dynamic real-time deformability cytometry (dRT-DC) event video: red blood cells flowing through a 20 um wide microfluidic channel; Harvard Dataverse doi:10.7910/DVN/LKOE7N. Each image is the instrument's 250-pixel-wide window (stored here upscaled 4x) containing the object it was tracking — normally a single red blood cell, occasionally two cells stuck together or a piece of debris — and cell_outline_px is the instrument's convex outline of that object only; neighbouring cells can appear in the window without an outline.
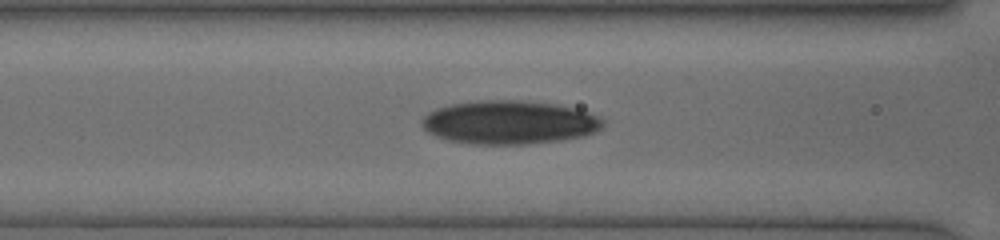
{"species": "human", "species_latin": "Homo sapiens", "temperature_condition": "cold", "stored_images_in_passage": 62, "camera_frame_rate_fps": 3000, "um_per_image_px": 0.085, "donor": {"sex": "female"}, "frame": {"image": 1, "passage_image": 11, "time_ms": 1.333, "image_size_px": [1000, 240], "cell_outline_px": [[604, 124], [600, 128], [584, 136], [564, 140], [528, 144], [472, 144], [448, 140], [436, 136], [428, 132], [420, 124], [420, 120], [428, 112], [436, 108], [452, 104], [476, 100], [520, 100], [556, 104], [588, 112], [604, 120]], "centroid_in_image_um": [43.25, 10.4], "position_along_channel_um": 123.3, "area_um2": 46.07}}
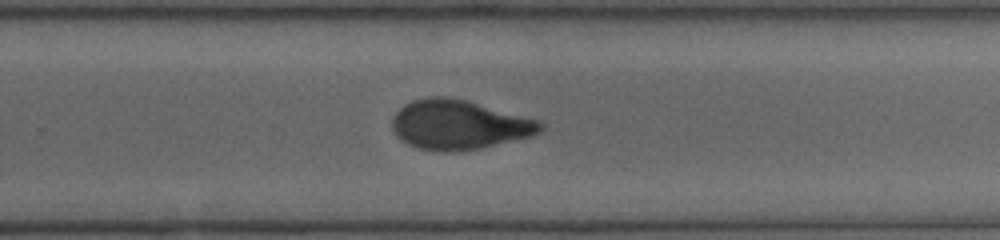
{"frame": {"image": 2, "passage_image": 32, "time_ms": 5.333, "image_size_px": [1000, 240], "cell_outline_px": [[544, 128], [540, 132], [532, 136], [480, 148], [456, 152], [448, 152], [420, 148], [408, 144], [396, 136], [392, 128], [392, 120], [396, 112], [404, 104], [412, 100], [428, 96], [448, 96], [468, 100], [540, 120], [544, 124]], "centroid_in_image_um": [39.03, 10.59], "position_along_channel_um": 290.8, "area_um2": 43.0}}
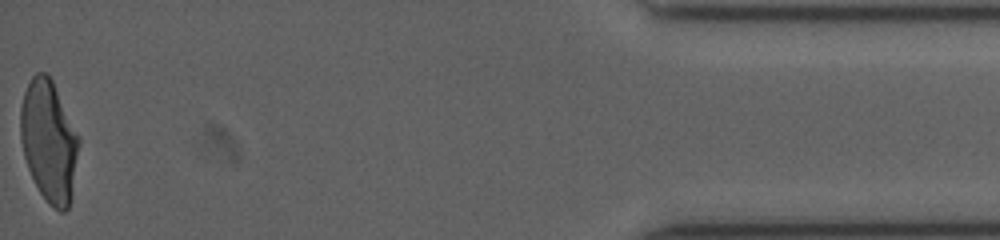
{"frame": {"image": 3, "passage_image": 61, "time_ms": 10.333, "image_size_px": [1000, 240], "cell_outline_px": [[80, 140], [72, 200], [68, 208], [64, 212], [60, 212], [48, 204], [40, 192], [28, 168], [24, 156], [20, 140], [20, 108], [24, 92], [32, 76], [36, 72], [44, 72], [52, 80], [80, 136]], "centroid_in_image_um": [4.18, 12.02], "position_along_channel_um": 431.0, "area_um2": 41.67}}